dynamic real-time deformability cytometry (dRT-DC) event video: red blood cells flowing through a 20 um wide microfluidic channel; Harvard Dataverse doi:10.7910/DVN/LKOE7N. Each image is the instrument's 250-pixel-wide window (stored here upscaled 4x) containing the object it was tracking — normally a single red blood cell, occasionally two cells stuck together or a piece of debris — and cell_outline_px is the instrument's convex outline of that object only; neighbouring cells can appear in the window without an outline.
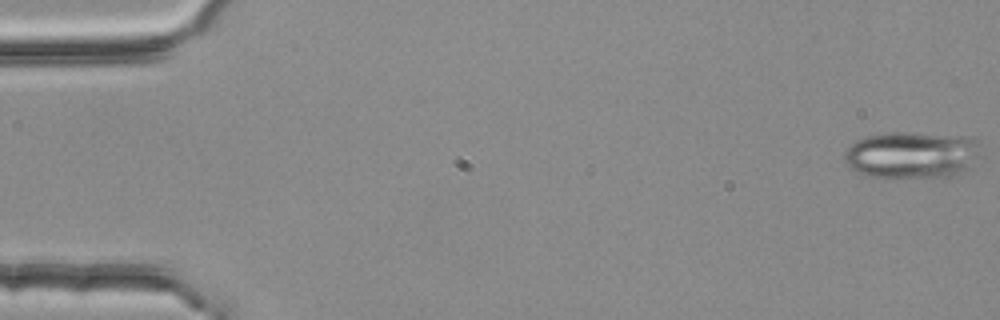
{"species": "common noctule bat (a hibernating species)", "species_latin": "Nyctalus noctula", "temperature_condition": "room temperature", "stored_images_in_passage": 5, "camera_frame_rate_fps": 3000, "um_per_image_px": 0.085, "animal": {"sex": "female", "body_mass_g": 25.1}, "frame": {"image": 1, "passage_image": 1, "time_ms": 0.0, "image_size_px": [1000, 320], "cell_outline_px": [[984, 160], [972, 168], [948, 176], [868, 176], [856, 172], [844, 160], [844, 156], [848, 148], [856, 140], [868, 136], [964, 136], [980, 140]], "centroid_in_image_um": [77.67, 13.22], "position_along_channel_um": 7.3, "area_um2": 35.95}}